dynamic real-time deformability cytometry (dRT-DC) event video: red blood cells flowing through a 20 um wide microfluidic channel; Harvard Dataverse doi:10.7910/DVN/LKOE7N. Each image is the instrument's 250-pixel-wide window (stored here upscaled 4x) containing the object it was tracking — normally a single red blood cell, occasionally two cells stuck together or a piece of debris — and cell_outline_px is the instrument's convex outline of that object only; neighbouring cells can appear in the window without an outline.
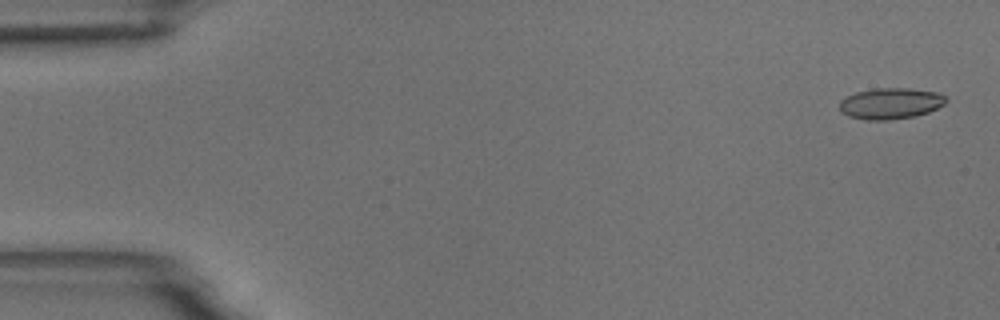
{"species": "common noctule bat (a hibernating species)", "species_latin": "Nyctalus noctula", "temperature_condition": "room temperature", "stored_images_in_passage": 58, "camera_frame_rate_fps": 3000, "um_per_image_px": 0.085, "animal": {"sex": "male", "body_mass_g": 18.8}, "frame": {"image": 1, "passage_image": 2, "time_ms": 0.333, "image_size_px": [1000, 320], "cell_outline_px": [[948, 100], [944, 104], [928, 112], [916, 116], [888, 120], [864, 120], [848, 116], [840, 112], [840, 100], [856, 92], [876, 88], [908, 88], [940, 92], [948, 96]], "centroid_in_image_um": [75.73, 8.79], "position_along_channel_um": 9.3, "area_um2": 19.54}}
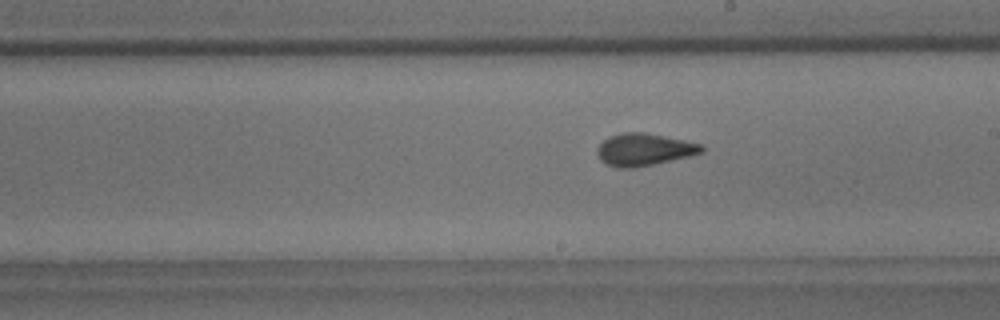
{"frame": {"image": 2, "passage_image": 33, "time_ms": 10.667, "image_size_px": [1000, 320], "cell_outline_px": [[704, 152], [688, 156], [652, 164], [632, 168], [616, 168], [604, 164], [600, 160], [596, 152], [596, 148], [608, 136], [620, 132], [644, 132], [704, 144]], "centroid_in_image_um": [54.7, 12.7], "position_along_channel_um": 234.3, "area_um2": 19.77}}
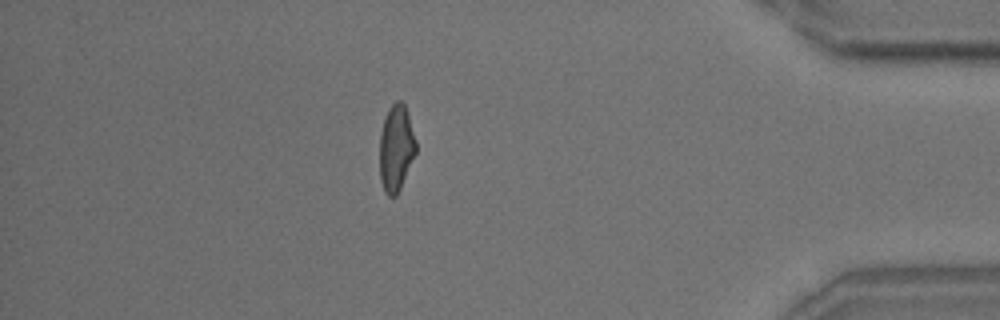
{"frame": {"image": 3, "passage_image": 51, "time_ms": 16.667, "image_size_px": [1000, 320], "cell_outline_px": [[416, 152], [400, 188], [396, 196], [388, 196], [384, 192], [380, 180], [380, 132], [388, 108], [396, 100], [400, 100], [404, 104], [416, 140]], "centroid_in_image_um": [33.65, 12.59], "position_along_channel_um": 401.5, "area_um2": 18.15}, "authors_computed_cell_mechanics": {"area_um2": 19.0451, "velocity_mm_per_s": 3.4643, "shape_relaxation_time_tau1_ms": 8.1941, "shape_relaxation_time_tau2_ms": 1.4665, "deformation_change_tau1": 0.1693, "deformation_change_tau2": 0.0661}}